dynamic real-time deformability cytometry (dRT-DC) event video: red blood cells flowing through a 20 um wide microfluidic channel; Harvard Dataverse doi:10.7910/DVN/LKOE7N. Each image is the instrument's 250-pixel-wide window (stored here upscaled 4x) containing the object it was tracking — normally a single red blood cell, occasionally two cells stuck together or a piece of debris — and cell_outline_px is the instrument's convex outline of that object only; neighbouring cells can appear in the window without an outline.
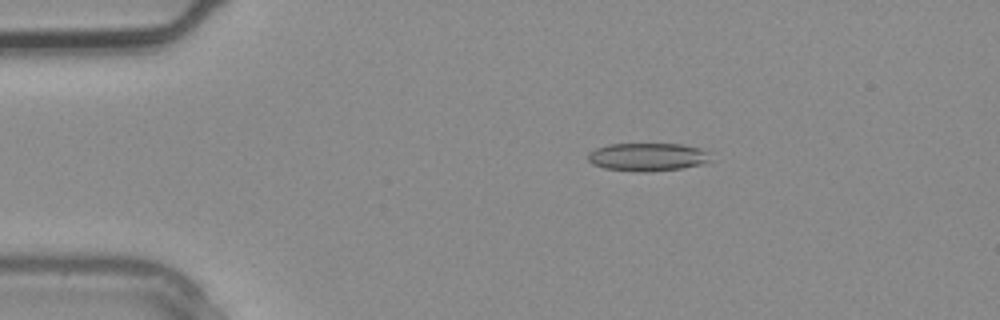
{"species": "common noctule bat (a hibernating species)", "species_latin": "Nyctalus noctula", "temperature_condition": "warm", "stored_images_in_passage": 4, "camera_frame_rate_fps": 3000, "um_per_image_px": 0.085, "animal": {"sex": "male", "body_mass_g": 20.4}, "frame": {"image": 1, "passage_image": 2, "time_ms": 0.333, "image_size_px": [1000, 320], "cell_outline_px": [[712, 160], [700, 164], [680, 168], [648, 172], [636, 172], [604, 168], [592, 164], [588, 160], [588, 152], [596, 148], [608, 144], [680, 144], [700, 148], [708, 152]], "centroid_in_image_um": [55.01, 13.34], "position_along_channel_um": 30.0, "area_um2": 20.11}}
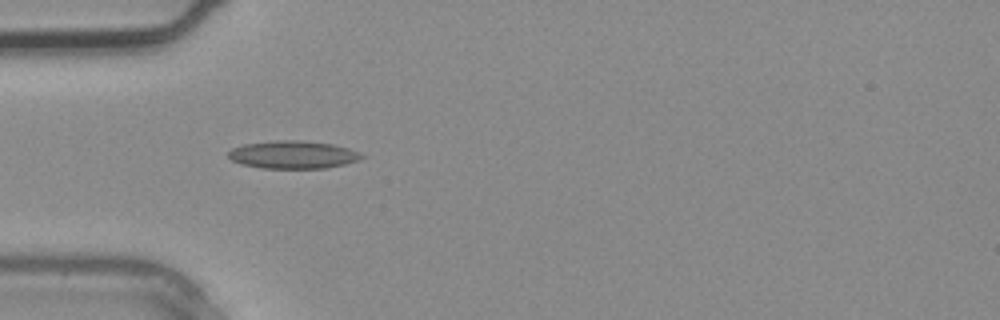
{"frame": {"image": 2, "passage_image": 3, "time_ms": 0.667, "image_size_px": [1000, 320], "cell_outline_px": [[368, 156], [360, 160], [344, 164], [324, 168], [260, 168], [240, 164], [232, 160], [228, 156], [228, 152], [232, 148], [244, 144], [272, 140], [300, 140], [332, 144], [348, 148], [360, 152]], "centroid_in_image_um": [24.92, 13.14], "position_along_channel_um": 60.1, "area_um2": 21.79}}
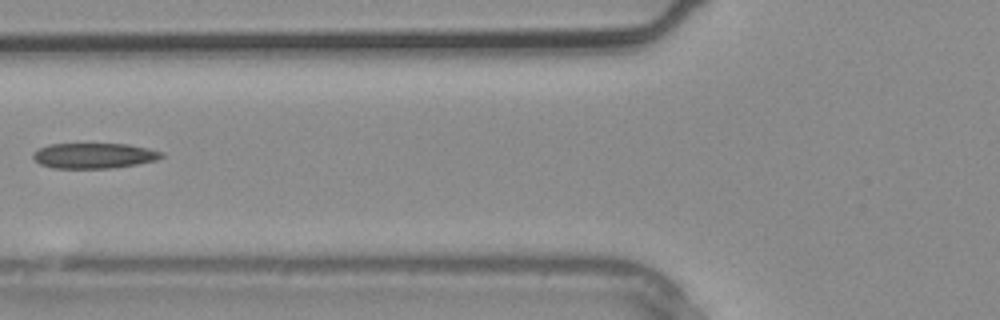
{"frame": {"image": 3, "passage_image": 4, "time_ms": 1.0, "image_size_px": [1000, 320], "cell_outline_px": [[164, 156], [156, 160], [136, 164], [112, 168], [52, 168], [40, 164], [32, 156], [32, 152], [48, 144], [128, 144], [148, 148], [164, 152]], "centroid_in_image_um": [7.99, 13.23], "position_along_channel_um": 117.8, "area_um2": 19.02}}